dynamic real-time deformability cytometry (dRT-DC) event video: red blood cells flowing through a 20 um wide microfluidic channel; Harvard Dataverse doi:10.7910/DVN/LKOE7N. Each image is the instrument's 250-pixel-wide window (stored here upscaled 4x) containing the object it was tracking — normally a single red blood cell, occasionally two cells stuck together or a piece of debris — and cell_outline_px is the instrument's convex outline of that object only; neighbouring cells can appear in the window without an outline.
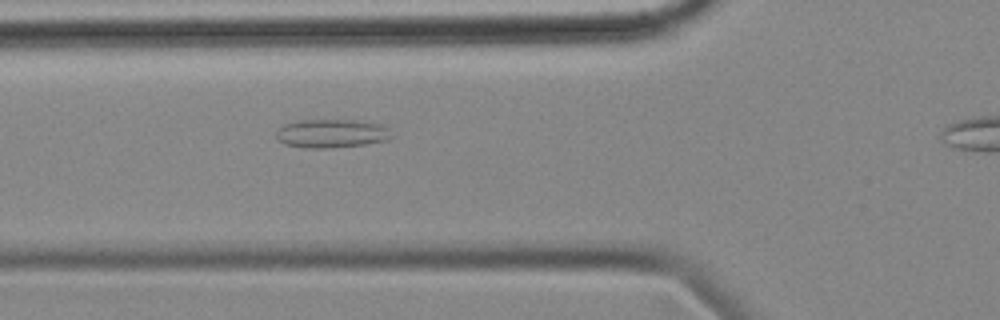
{"species": "common noctule bat (a hibernating species)", "species_latin": "Nyctalus noctula", "temperature_condition": "cold", "stored_images_in_passage": 41, "camera_frame_rate_fps": 3000, "um_per_image_px": 0.085, "animal": {"sex": "female", "body_mass_g": 18.4}, "frame": {"image": 1, "passage_image": 12, "time_ms": 3.667, "image_size_px": [1000, 320], "cell_outline_px": [[392, 136], [388, 140], [364, 144], [328, 148], [304, 148], [284, 144], [276, 136], [276, 132], [284, 124], [300, 120], [336, 116], [384, 124], [388, 128]], "centroid_in_image_um": [28.21, 11.28], "position_along_channel_um": 97.6, "area_um2": 20.17}}
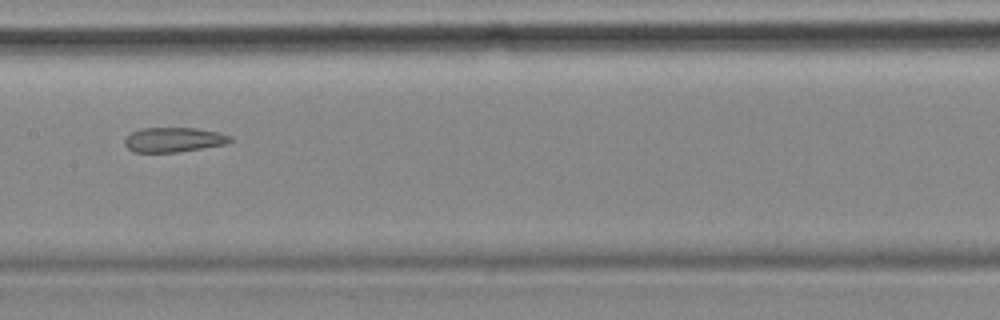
{"frame": {"image": 2, "passage_image": 20, "time_ms": 6.333, "image_size_px": [1000, 320], "cell_outline_px": [[232, 140], [228, 144], [176, 152], [132, 152], [124, 144], [124, 140], [132, 132], [140, 128], [196, 128], [220, 132], [232, 136]], "centroid_in_image_um": [14.79, 11.87], "position_along_channel_um": 192.6, "area_um2": 15.26}}
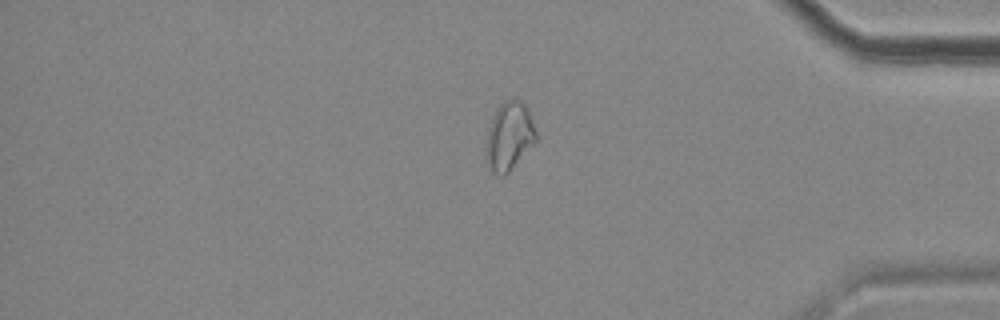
{"frame": {"image": 3, "passage_image": 39, "time_ms": 12.667, "image_size_px": [1000, 320], "cell_outline_px": [[536, 140], [508, 172], [504, 176], [496, 176], [492, 172], [484, 148], [488, 128], [492, 116], [496, 108], [504, 100], [516, 96], [528, 108], [536, 132]], "centroid_in_image_um": [43.25, 11.52], "position_along_channel_um": 391.9, "area_um2": 20.0}, "authors_computed_cell_mechanics": {"area_um2": 17.1088, "velocity_mm_per_s": 3.5551, "shape_relaxation_time_tau1_ms": null, "shape_relaxation_time_tau2_ms": 5.0396, "deformation_change_tau1": null, "deformation_change_tau2": 0.1401}}